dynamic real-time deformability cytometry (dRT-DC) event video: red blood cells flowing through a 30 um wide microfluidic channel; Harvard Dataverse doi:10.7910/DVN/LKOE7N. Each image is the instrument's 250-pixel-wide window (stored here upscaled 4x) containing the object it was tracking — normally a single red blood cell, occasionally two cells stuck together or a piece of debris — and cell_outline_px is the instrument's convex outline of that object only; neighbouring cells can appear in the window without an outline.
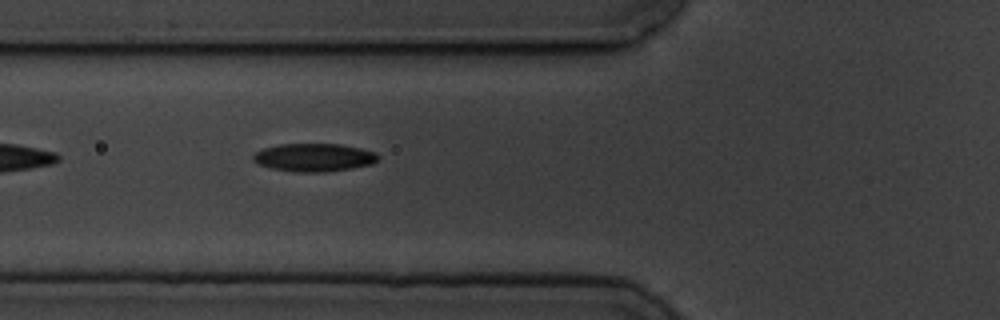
{"species": "common noctule bat (a hibernating species)", "species_latin": "Nyctalus noctula", "temperature_condition": "cold", "stored_images_in_passage": 2, "camera_frame_rate_fps": 3000, "um_per_image_px": 0.085, "animal": {"sex": "male", "body_mass_g": 19.5, "forearm_length_mm": 54.6}, "frame": {"image": 1, "passage_image": 2, "time_ms": 1.0, "image_size_px": [1000, 320], "cell_outline_px": [[380, 156], [372, 164], [352, 168], [324, 172], [296, 172], [272, 168], [260, 164], [252, 160], [252, 156], [256, 152], [264, 148], [280, 144], [340, 144], [360, 148], [376, 152]], "centroid_in_image_um": [26.71, 13.38], "position_along_channel_um": 99.1, "area_um2": 20.35}}